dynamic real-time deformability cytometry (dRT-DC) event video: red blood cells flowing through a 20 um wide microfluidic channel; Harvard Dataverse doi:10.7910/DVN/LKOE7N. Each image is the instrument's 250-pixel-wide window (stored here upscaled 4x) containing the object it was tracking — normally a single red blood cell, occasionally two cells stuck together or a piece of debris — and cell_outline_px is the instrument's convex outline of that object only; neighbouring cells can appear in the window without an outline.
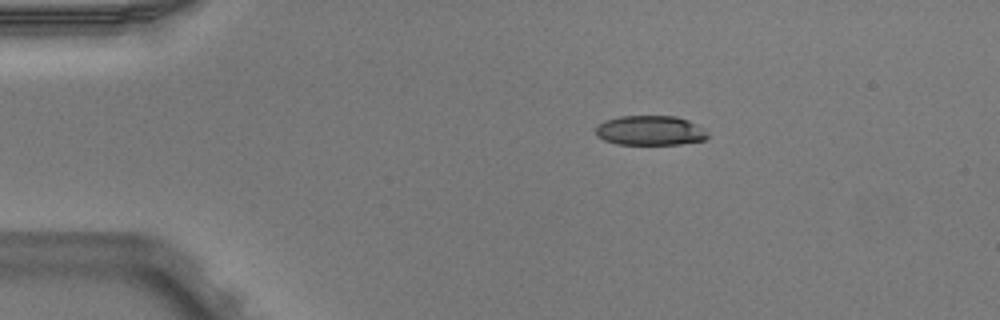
{"species": "Egyptian fruit bat (a non-hibernating species)", "species_latin": "Rousettus aegyptiacus", "temperature_condition": "warm", "stored_images_in_passage": 4, "camera_frame_rate_fps": 3000, "um_per_image_px": 0.085, "animal": {"sex": "male"}, "frame": {"image": 1, "passage_image": 1, "time_ms": 0.0, "image_size_px": [1000, 320], "cell_outline_px": [[708, 136], [704, 140], [680, 144], [616, 144], [604, 140], [596, 136], [596, 124], [604, 120], [620, 116], [676, 116], [688, 120], [704, 128], [708, 132]], "centroid_in_image_um": [55.25, 11.09], "position_along_channel_um": 29.8, "area_um2": 19.54}}
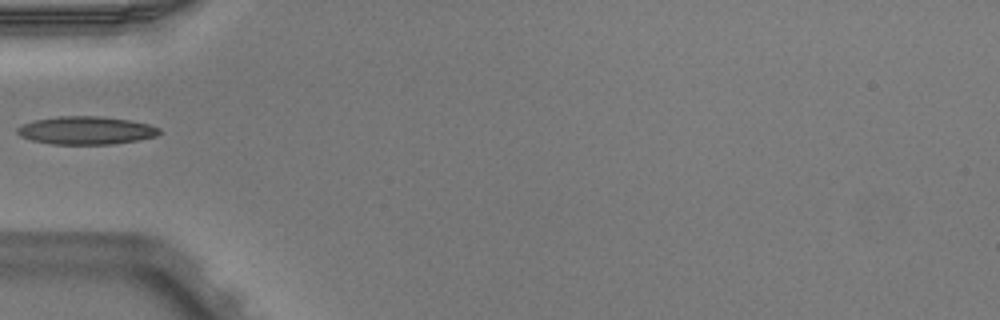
{"frame": {"image": 2, "passage_image": 3, "time_ms": 0.667, "image_size_px": [1000, 320], "cell_outline_px": [[160, 132], [156, 136], [136, 140], [112, 144], [52, 144], [32, 140], [20, 136], [16, 132], [16, 128], [24, 124], [36, 120], [56, 116], [100, 116], [132, 120], [148, 124], [160, 128]], "centroid_in_image_um": [7.32, 11.08], "position_along_channel_um": 77.7, "area_um2": 23.12}}